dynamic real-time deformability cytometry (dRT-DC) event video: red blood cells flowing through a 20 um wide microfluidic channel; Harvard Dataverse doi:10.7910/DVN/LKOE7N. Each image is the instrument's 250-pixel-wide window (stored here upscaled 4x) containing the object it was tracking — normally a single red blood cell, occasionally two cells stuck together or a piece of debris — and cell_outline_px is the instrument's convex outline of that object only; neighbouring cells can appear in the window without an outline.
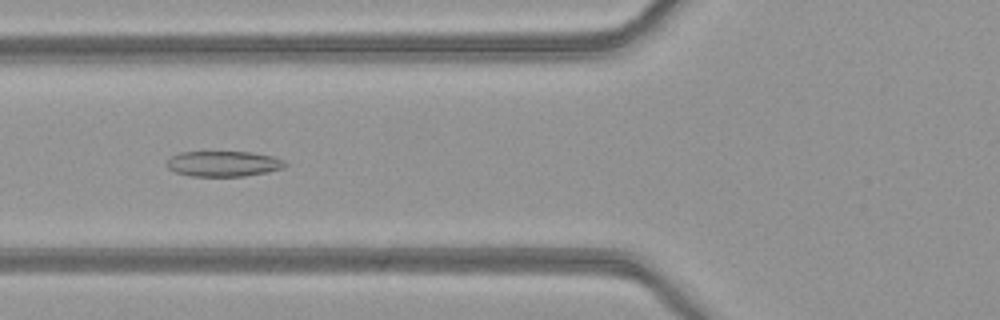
{"species": "common noctule bat (a hibernating species)", "species_latin": "Nyctalus noctula", "temperature_condition": "warm", "stored_images_in_passage": 51, "camera_frame_rate_fps": 3000, "um_per_image_px": 0.085, "animal": {"sex": "female", "body_mass_g": 21.9}, "frame": {"image": 1, "passage_image": 20, "time_ms": 6.333, "image_size_px": [1000, 320], "cell_outline_px": [[288, 164], [284, 168], [268, 172], [244, 176], [192, 176], [176, 172], [168, 168], [168, 160], [172, 156], [180, 152], [248, 152], [272, 156], [284, 160]], "centroid_in_image_um": [19.04, 13.92], "position_along_channel_um": 106.8, "area_um2": 17.46}}
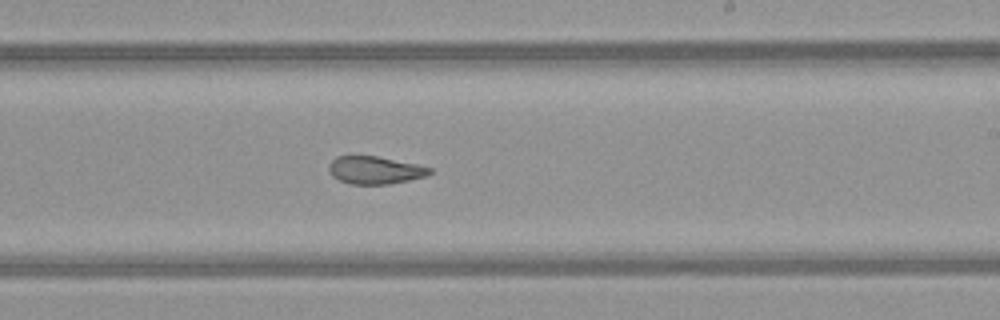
{"frame": {"image": 2, "passage_image": 31, "time_ms": 10.0, "image_size_px": [1000, 320], "cell_outline_px": [[432, 172], [428, 176], [392, 184], [348, 184], [332, 176], [328, 168], [328, 164], [336, 156], [376, 156], [416, 164], [432, 168]], "centroid_in_image_um": [31.88, 14.47], "position_along_channel_um": 257.1, "area_um2": 16.36}}
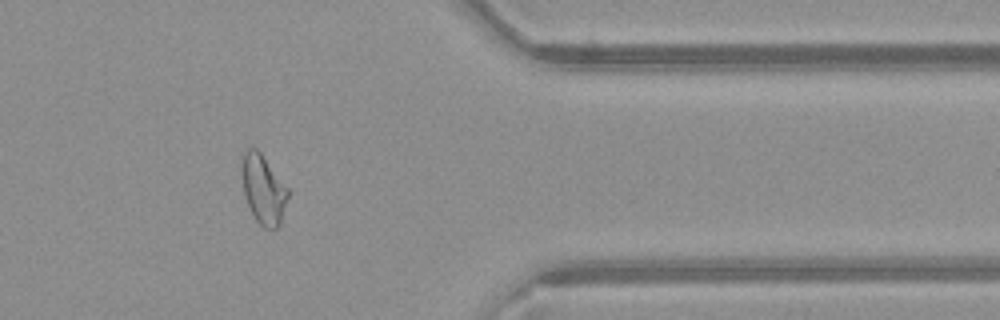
{"frame": {"image": 3, "passage_image": 42, "time_ms": 13.667, "image_size_px": [1000, 320], "cell_outline_px": [[288, 196], [280, 224], [276, 228], [264, 228], [256, 220], [244, 196], [240, 168], [240, 164], [244, 152], [248, 148], [256, 148], [260, 152], [288, 188]], "centroid_in_image_um": [22.35, 16.07], "position_along_channel_um": 389.0, "area_um2": 18.5}, "authors_computed_cell_mechanics": {"area_um2": 20.23, "velocity_mm_per_s": 4.0932, "shape_relaxation_time_tau1_ms": null, "shape_relaxation_time_tau2_ms": 1.9362, "deformation_change_tau1": null, "deformation_change_tau2": 0.088}}